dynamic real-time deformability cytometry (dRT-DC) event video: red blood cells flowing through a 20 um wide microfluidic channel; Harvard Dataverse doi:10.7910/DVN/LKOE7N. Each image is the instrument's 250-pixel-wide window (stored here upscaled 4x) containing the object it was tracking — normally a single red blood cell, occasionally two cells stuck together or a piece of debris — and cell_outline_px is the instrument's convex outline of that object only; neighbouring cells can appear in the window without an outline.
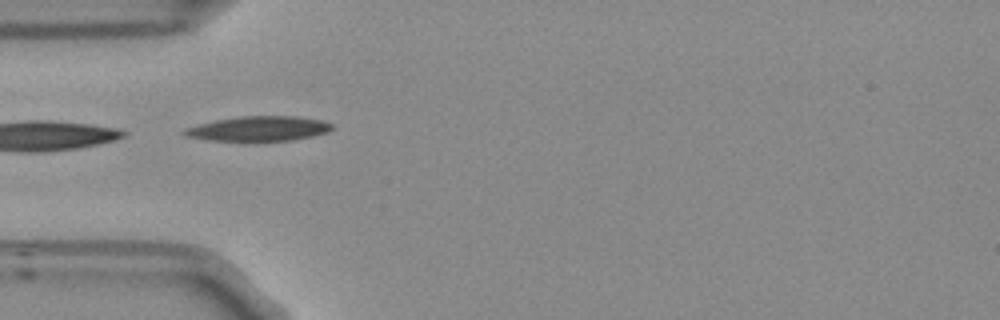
{"species": "Egyptian fruit bat (a non-hibernating species)", "species_latin": "Rousettus aegyptiacus", "temperature_condition": "room temperature", "stored_images_in_passage": 9, "camera_frame_rate_fps": 3000, "um_per_image_px": 0.085, "frame": {"image": 1, "passage_image": 1, "time_ms": 0.0, "image_size_px": [1000, 320], "cell_outline_px": [[332, 128], [328, 132], [312, 136], [292, 140], [208, 140], [188, 136], [180, 132], [184, 128], [216, 120], [240, 116], [296, 116], [320, 120], [332, 124]], "centroid_in_image_um": [21.99, 10.92], "position_along_channel_um": 63.0, "area_um2": 20.98}}
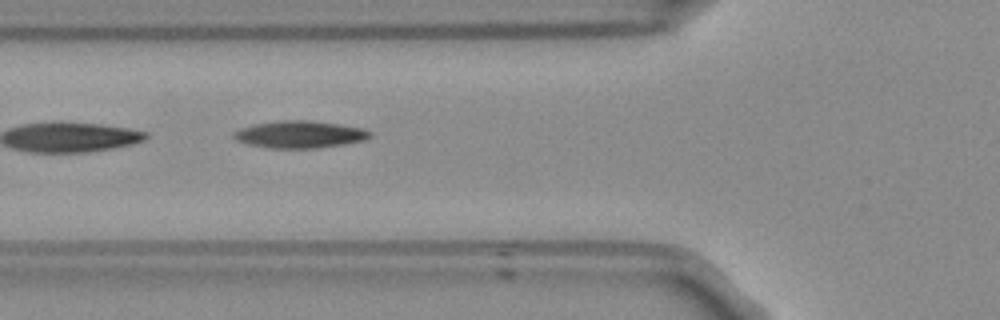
{"frame": {"image": 2, "passage_image": 4, "time_ms": 1.0, "image_size_px": [1000, 320], "cell_outline_px": [[372, 136], [364, 140], [344, 144], [316, 148], [268, 148], [248, 144], [236, 140], [232, 136], [232, 132], [240, 128], [252, 124], [280, 120], [312, 120], [340, 124], [364, 128], [372, 132]], "centroid_in_image_um": [25.47, 11.41], "position_along_channel_um": 100.3, "area_um2": 21.85}}